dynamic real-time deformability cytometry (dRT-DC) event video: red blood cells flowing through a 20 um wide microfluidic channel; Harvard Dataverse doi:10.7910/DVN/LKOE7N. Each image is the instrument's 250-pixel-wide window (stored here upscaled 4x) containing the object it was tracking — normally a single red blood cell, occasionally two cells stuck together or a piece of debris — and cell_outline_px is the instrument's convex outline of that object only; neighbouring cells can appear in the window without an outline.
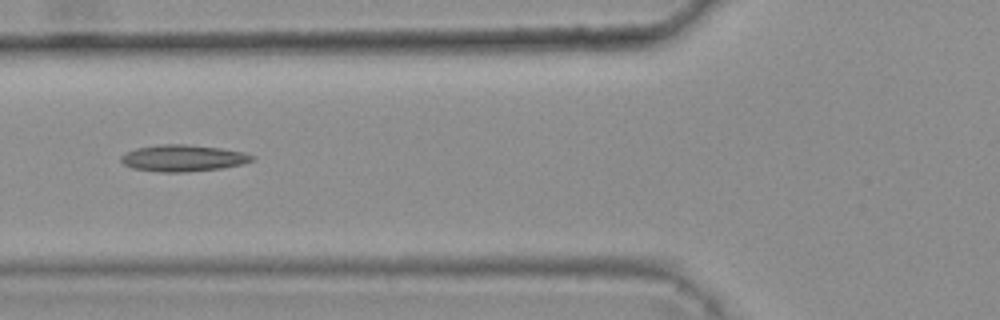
{"species": "common noctule bat (a hibernating species)", "species_latin": "Nyctalus noctula", "temperature_condition": "warm", "stored_images_in_passage": 7, "camera_frame_rate_fps": 3000, "um_per_image_px": 0.085, "animal": {"sex": "female", "body_mass_g": 25.1}, "frame": {"image": 1, "passage_image": 4, "time_ms": 1.0, "image_size_px": [1000, 320], "cell_outline_px": [[256, 156], [252, 160], [244, 164], [220, 168], [184, 172], [160, 172], [132, 168], [124, 164], [120, 160], [120, 156], [136, 148], [160, 144], [184, 144], [220, 148], [244, 152]], "centroid_in_image_um": [15.56, 13.44], "position_along_channel_um": 110.2, "area_um2": 20.23}}
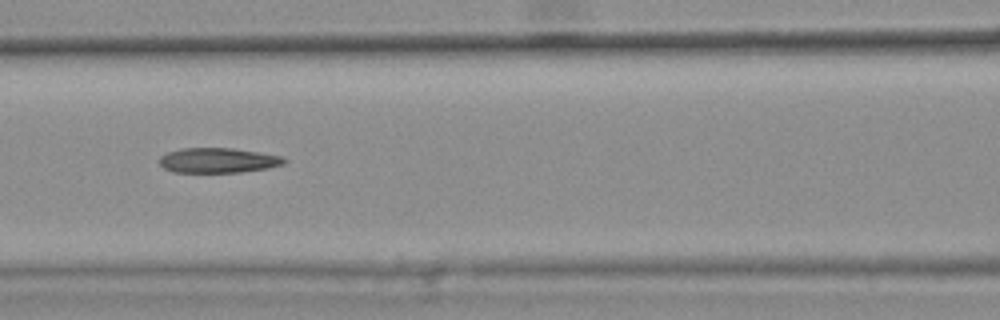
{"frame": {"image": 2, "passage_image": 5, "time_ms": 1.333, "image_size_px": [1000, 320], "cell_outline_px": [[288, 160], [284, 164], [268, 168], [240, 172], [176, 172], [164, 168], [160, 164], [160, 156], [168, 152], [180, 148], [232, 148], [280, 156]], "centroid_in_image_um": [18.53, 13.63], "position_along_channel_um": 148.1, "area_um2": 17.98}}